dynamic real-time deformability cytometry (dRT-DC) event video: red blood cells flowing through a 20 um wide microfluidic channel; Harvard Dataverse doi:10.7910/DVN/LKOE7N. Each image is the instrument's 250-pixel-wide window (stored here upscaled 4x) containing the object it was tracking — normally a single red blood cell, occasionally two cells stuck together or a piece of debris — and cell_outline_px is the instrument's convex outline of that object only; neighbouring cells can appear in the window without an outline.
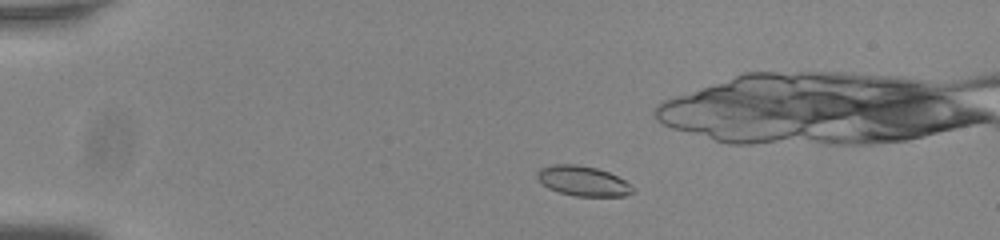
{"species": "common noctule bat (a hibernating species)", "species_latin": "Nyctalus noctula", "temperature_condition": "room temperature", "stored_images_in_passage": 53, "camera_frame_rate_fps": 3000, "um_per_image_px": 0.085, "animal": {"sex": "male", "body_mass_g": 20.0, "forearm_length_mm": 53.3}, "frame": {"image": 1, "passage_image": 9, "time_ms": 2.667, "image_size_px": [1000, 240], "cell_outline_px": [[636, 192], [624, 196], [576, 196], [560, 192], [548, 188], [536, 176], [536, 172], [540, 168], [552, 164], [576, 164], [596, 168], [608, 172], [624, 180], [636, 188]], "centroid_in_image_um": [49.58, 15.38], "position_along_channel_um": 35.4, "area_um2": 16.7}}
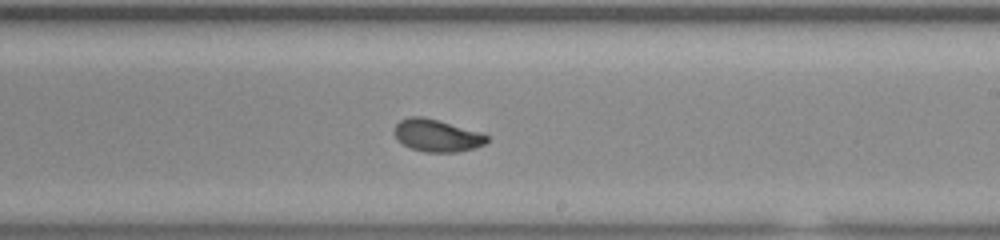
{"frame": {"image": 2, "passage_image": 31, "time_ms": 10.0, "image_size_px": [1000, 240], "cell_outline_px": [[488, 140], [484, 144], [476, 148], [456, 152], [424, 152], [412, 148], [404, 144], [396, 136], [392, 128], [400, 120], [408, 116], [420, 116], [436, 120], [480, 132], [488, 136]], "centroid_in_image_um": [37.13, 11.52], "position_along_channel_um": 251.9, "area_um2": 17.22}}
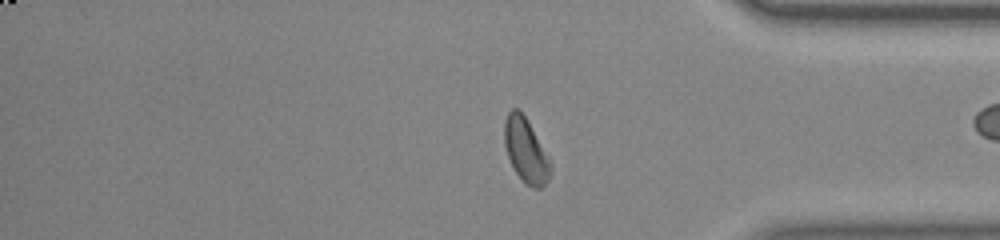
{"frame": {"image": 3, "passage_image": 43, "time_ms": 14.0, "image_size_px": [1000, 240], "cell_outline_px": [[552, 168], [548, 180], [540, 188], [532, 188], [524, 184], [516, 172], [508, 156], [504, 144], [504, 120], [508, 112], [512, 108], [516, 108], [528, 120], [548, 156], [552, 164]], "centroid_in_image_um": [44.7, 12.79], "position_along_channel_um": 390.5, "area_um2": 17.28}, "authors_computed_cell_mechanics": {"area_um2": 17.3978, "velocity_mm_per_s": 3.7786, "shape_relaxation_time_tau1_ms": 3.9285, "shape_relaxation_time_tau2_ms": 0.5237, "deformation_change_tau1": 0.1202, "deformation_change_tau2": 0.0385}}